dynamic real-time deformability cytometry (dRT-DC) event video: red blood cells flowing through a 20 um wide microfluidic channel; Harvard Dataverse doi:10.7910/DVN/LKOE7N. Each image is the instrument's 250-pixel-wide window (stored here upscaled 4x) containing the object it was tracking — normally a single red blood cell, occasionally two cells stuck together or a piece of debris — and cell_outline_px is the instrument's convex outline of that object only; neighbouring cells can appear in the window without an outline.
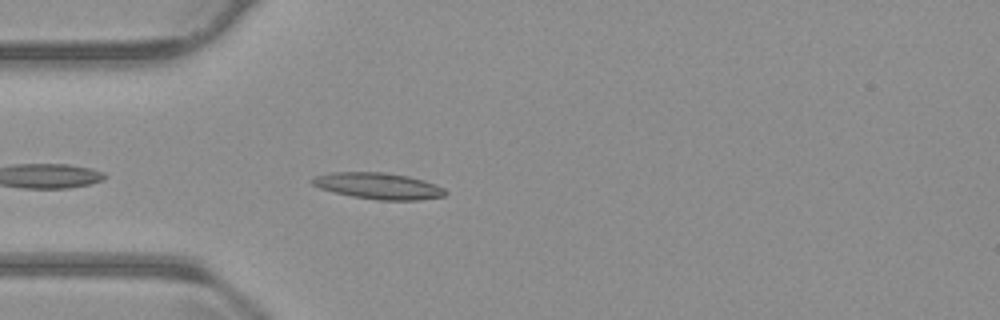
{"species": "common noctule bat (a hibernating species)", "species_latin": "Nyctalus noctula", "temperature_condition": "warm", "stored_images_in_passage": 25, "camera_frame_rate_fps": 3000, "um_per_image_px": 0.085, "animal": {"sex": "male", "body_mass_g": 23.1, "forearm_length_mm": 52.7}, "frame": {"image": 1, "passage_image": 4, "time_ms": 1.0, "image_size_px": [1000, 320], "cell_outline_px": [[448, 192], [444, 196], [416, 200], [376, 200], [352, 196], [320, 188], [312, 184], [312, 176], [328, 172], [384, 172], [408, 176], [424, 180], [436, 184], [444, 188]], "centroid_in_image_um": [32.16, 15.79], "position_along_channel_um": 52.8, "area_um2": 20.46}}
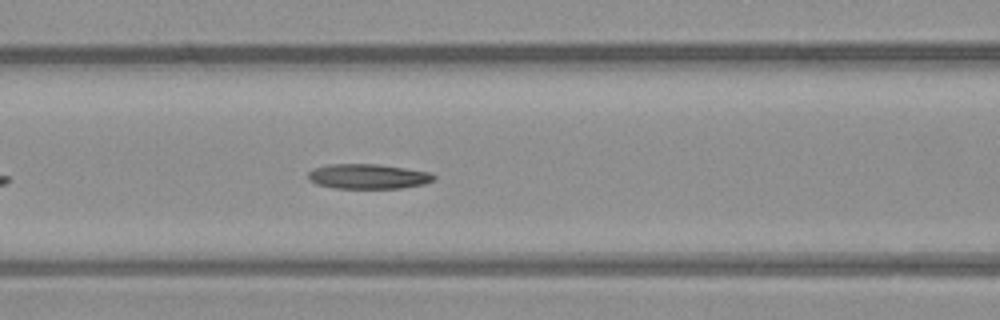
{"frame": {"image": 2, "passage_image": 11, "time_ms": 3.333, "image_size_px": [1000, 320], "cell_outline_px": [[436, 180], [424, 184], [400, 188], [332, 188], [316, 184], [308, 180], [308, 172], [312, 168], [328, 164], [376, 164], [432, 172], [436, 176]], "centroid_in_image_um": [31.28, 14.99], "position_along_channel_um": 135.3, "area_um2": 18.44}}
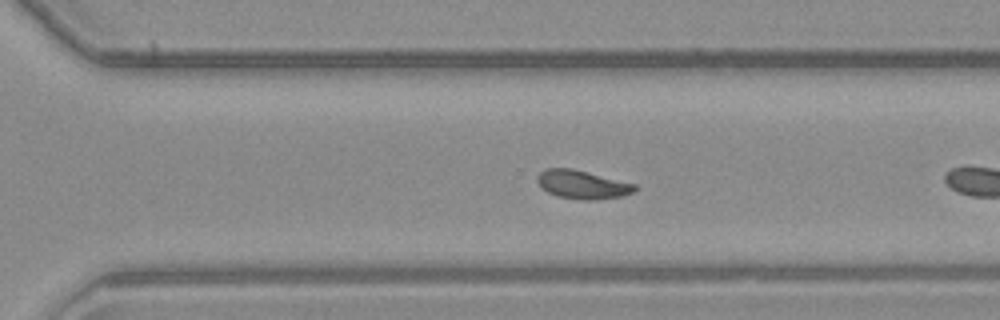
{"frame": {"image": 3, "passage_image": 23, "time_ms": 7.333, "image_size_px": [1000, 320], "cell_outline_px": [[636, 188], [632, 192], [620, 196], [592, 200], [584, 200], [556, 196], [540, 188], [536, 180], [536, 176], [544, 168], [572, 168], [636, 184]], "centroid_in_image_um": [49.43, 15.67], "position_along_channel_um": 321.2, "area_um2": 16.18}}